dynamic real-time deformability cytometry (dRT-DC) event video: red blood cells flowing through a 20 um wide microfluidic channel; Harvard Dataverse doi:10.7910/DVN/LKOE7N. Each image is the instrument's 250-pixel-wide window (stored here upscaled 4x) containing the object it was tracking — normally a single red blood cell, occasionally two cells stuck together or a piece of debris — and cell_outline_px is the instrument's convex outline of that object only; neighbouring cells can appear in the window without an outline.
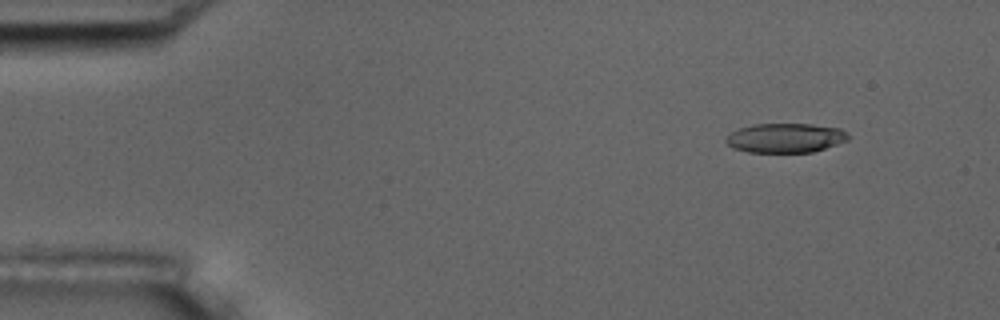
{"species": "common noctule bat (a hibernating species)", "species_latin": "Nyctalus noctula", "temperature_condition": "room temperature", "stored_images_in_passage": 4, "camera_frame_rate_fps": 3000, "um_per_image_px": 0.085, "animal": {"sex": "male", "body_mass_g": 17.5, "forearm_length_mm": 52.3}, "frame": {"image": 1, "passage_image": 1, "time_ms": 0.0, "image_size_px": [1000, 320], "cell_outline_px": [[848, 140], [812, 152], [748, 152], [732, 148], [724, 140], [732, 132], [740, 128], [752, 124], [812, 124], [840, 128], [848, 132]], "centroid_in_image_um": [66.76, 11.72], "position_along_channel_um": 18.2, "area_um2": 20.87}}
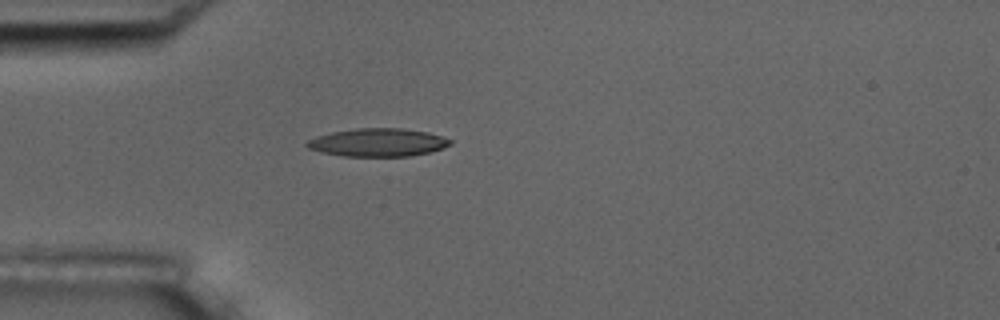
{"frame": {"image": 2, "passage_image": 4, "time_ms": 3.333, "image_size_px": [1000, 320], "cell_outline_px": [[452, 144], [444, 148], [432, 152], [408, 156], [344, 156], [320, 152], [308, 148], [304, 144], [308, 140], [316, 136], [332, 132], [356, 128], [400, 128], [428, 132], [452, 140]], "centroid_in_image_um": [32.12, 12.11], "position_along_channel_um": 52.9, "area_um2": 23.52}}